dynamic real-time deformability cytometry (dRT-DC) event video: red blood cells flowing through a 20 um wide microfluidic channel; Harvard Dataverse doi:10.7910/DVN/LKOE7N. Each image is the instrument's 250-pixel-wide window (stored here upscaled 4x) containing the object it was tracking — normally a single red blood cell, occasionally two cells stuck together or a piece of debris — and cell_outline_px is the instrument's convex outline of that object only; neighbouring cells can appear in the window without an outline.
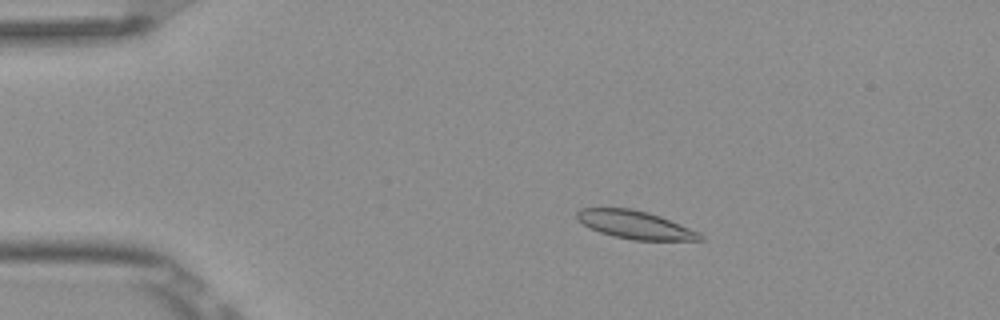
{"species": "Egyptian fruit bat (a non-hibernating species)", "species_latin": "Rousettus aegyptiacus", "temperature_condition": "room temperature", "stored_images_in_passage": 8, "camera_frame_rate_fps": 3000, "um_per_image_px": 0.085, "frame": {"image": 1, "passage_image": 3, "time_ms": 0.667, "image_size_px": [1000, 320], "cell_outline_px": [[704, 240], [632, 240], [612, 236], [600, 232], [576, 220], [576, 212], [580, 208], [632, 208], [648, 212], [660, 216], [700, 232], [704, 236]], "centroid_in_image_um": [53.99, 19.1], "position_along_channel_um": 31.0, "area_um2": 20.17}}
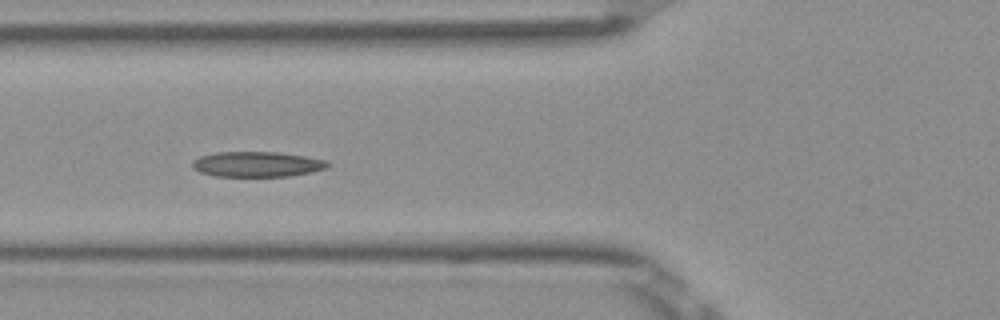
{"frame": {"image": 2, "passage_image": 6, "time_ms": 1.667, "image_size_px": [1000, 320], "cell_outline_px": [[332, 164], [324, 168], [308, 172], [288, 176], [216, 176], [200, 172], [192, 168], [192, 160], [200, 156], [216, 152], [276, 152], [304, 156], [328, 160]], "centroid_in_image_um": [21.82, 13.95], "position_along_channel_um": 104.0, "area_um2": 19.83}}
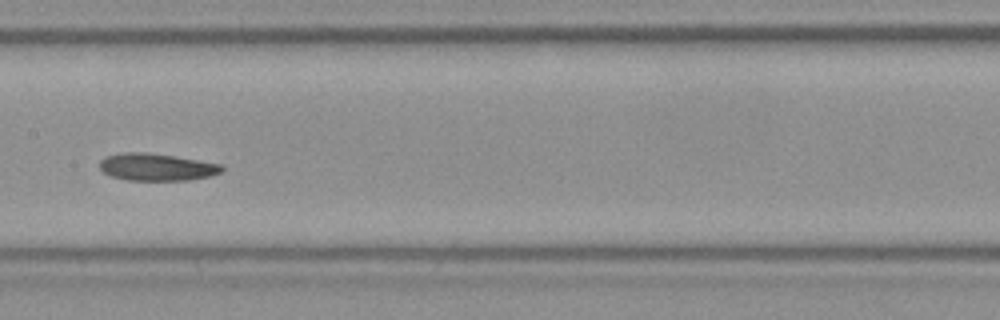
{"frame": {"image": 3, "passage_image": 8, "time_ms": 2.333, "image_size_px": [1000, 320], "cell_outline_px": [[224, 168], [220, 172], [208, 176], [188, 180], [128, 180], [112, 176], [104, 172], [100, 168], [100, 160], [104, 156], [124, 152], [144, 152], [176, 156], [224, 164]], "centroid_in_image_um": [13.32, 14.18], "position_along_channel_um": 194.1, "area_um2": 19.42}}